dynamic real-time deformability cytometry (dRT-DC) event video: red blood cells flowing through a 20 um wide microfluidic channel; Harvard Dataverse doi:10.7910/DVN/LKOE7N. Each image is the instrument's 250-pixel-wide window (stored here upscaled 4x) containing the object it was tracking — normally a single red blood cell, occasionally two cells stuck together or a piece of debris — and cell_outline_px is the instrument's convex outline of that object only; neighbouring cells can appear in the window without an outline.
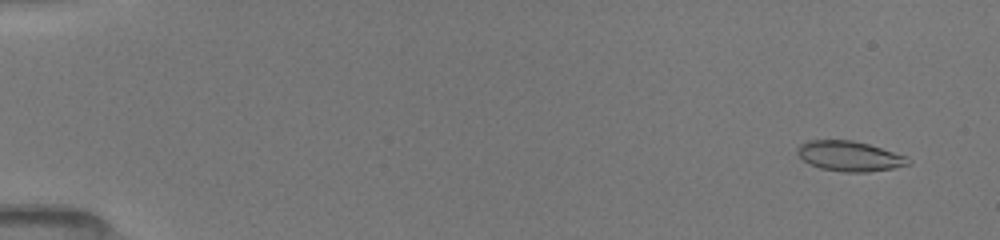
{"species": "common noctule bat (a hibernating species)", "species_latin": "Nyctalus noctula", "temperature_condition": "room temperature", "stored_images_in_passage": 66, "camera_frame_rate_fps": 3000, "um_per_image_px": 0.085, "animal": {"sex": "female", "body_mass_g": 19.5, "forearm_length_mm": 54.1}, "frame": {"image": 1, "passage_image": 4, "time_ms": 1.0, "image_size_px": [1000, 240], "cell_outline_px": [[912, 164], [892, 168], [868, 172], [844, 172], [820, 168], [808, 164], [796, 152], [796, 148], [800, 144], [808, 140], [852, 140], [868, 144], [908, 156], [912, 160]], "centroid_in_image_um": [72.23, 13.27], "position_along_channel_um": 12.8, "area_um2": 19.59}}
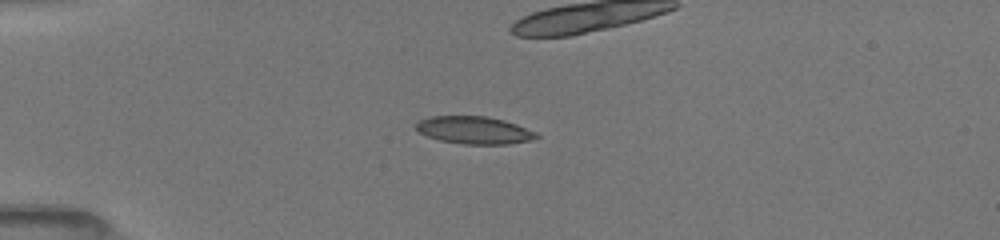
{"frame": {"image": 2, "passage_image": 15, "time_ms": 4.667, "image_size_px": [1000, 240], "cell_outline_px": [[540, 136], [532, 140], [508, 144], [464, 144], [440, 140], [428, 136], [420, 132], [416, 128], [416, 124], [420, 120], [432, 116], [484, 116], [504, 120], [516, 124], [536, 132]], "centroid_in_image_um": [40.34, 11.06], "position_along_channel_um": 44.7, "area_um2": 19.13}}
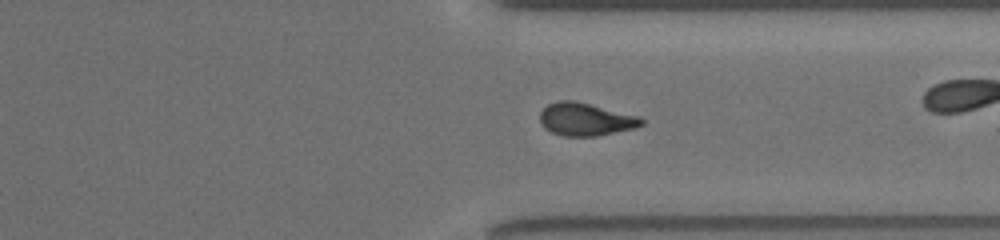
{"frame": {"image": 3, "passage_image": 47, "time_ms": 13.333, "image_size_px": [1000, 240], "cell_outline_px": [[644, 124], [636, 128], [596, 136], [564, 136], [552, 132], [544, 128], [540, 120], [540, 112], [548, 104], [556, 100], [576, 100], [640, 116], [644, 120]], "centroid_in_image_um": [49.79, 10.13], "position_along_channel_um": 361.6, "area_um2": 19.65}, "authors_computed_cell_mechanics": {"area_um2": 19.3341, "velocity_mm_per_s": 4.0112, "shape_relaxation_time_tau1_ms": 11.299, "shape_relaxation_time_tau2_ms": 3.5423, "deformation_change_tau1": 0.2396, "deformation_change_tau2": 0.1043}}